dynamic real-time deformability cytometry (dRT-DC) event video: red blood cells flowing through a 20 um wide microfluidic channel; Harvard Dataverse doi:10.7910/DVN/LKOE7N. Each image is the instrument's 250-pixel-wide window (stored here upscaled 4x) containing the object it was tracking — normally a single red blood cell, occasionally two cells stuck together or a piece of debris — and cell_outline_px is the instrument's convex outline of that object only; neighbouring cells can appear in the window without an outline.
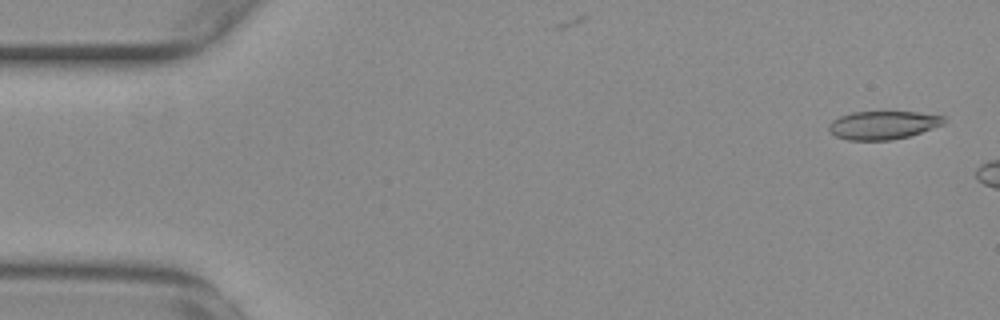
{"species": "common noctule bat (a hibernating species)", "species_latin": "Nyctalus noctula", "temperature_condition": "warm", "stored_images_in_passage": 7, "camera_frame_rate_fps": 3000, "um_per_image_px": 0.085, "animal": {"sex": "female", "body_mass_g": 29.2, "forearm_length_mm": 56.3}, "frame": {"image": 1, "passage_image": 2, "time_ms": 0.333, "image_size_px": [1000, 320], "cell_outline_px": [[948, 120], [944, 124], [908, 136], [892, 140], [848, 140], [836, 136], [828, 132], [828, 124], [832, 120], [840, 116], [852, 112], [916, 112], [944, 116]], "centroid_in_image_um": [75.03, 10.63], "position_along_channel_um": 10.0, "area_um2": 19.02}}